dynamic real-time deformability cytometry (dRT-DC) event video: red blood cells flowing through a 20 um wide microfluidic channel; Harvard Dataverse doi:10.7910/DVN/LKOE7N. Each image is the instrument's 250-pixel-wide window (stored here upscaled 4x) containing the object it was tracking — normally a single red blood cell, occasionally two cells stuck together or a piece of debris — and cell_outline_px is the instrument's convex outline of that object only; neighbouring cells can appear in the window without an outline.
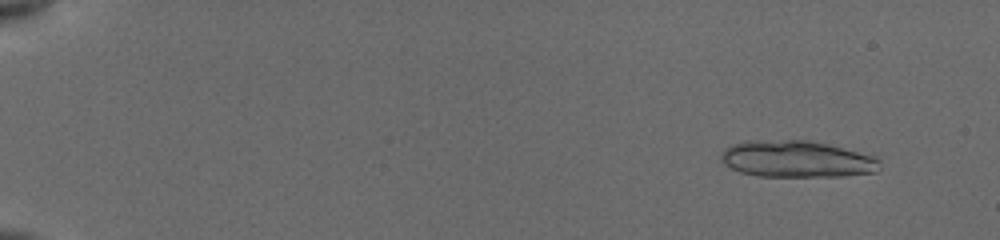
{"species": "common noctule bat (a hibernating species)", "species_latin": "Nyctalus noctula", "temperature_condition": "cold", "stored_images_in_passage": 21, "camera_frame_rate_fps": 3000, "um_per_image_px": 0.085, "animal": {"sex": "female", "body_mass_g": 19.5, "forearm_length_mm": 54.1}, "frame": {"image": 1, "passage_image": 3, "time_ms": 1.0, "image_size_px": [1000, 240], "cell_outline_px": [[880, 168], [876, 172], [844, 176], [760, 176], [740, 172], [724, 164], [720, 160], [720, 152], [724, 148], [732, 144], [748, 140], [808, 140], [872, 156], [880, 160]], "centroid_in_image_um": [67.65, 13.52], "position_along_channel_um": 17.3, "area_um2": 33.76}}